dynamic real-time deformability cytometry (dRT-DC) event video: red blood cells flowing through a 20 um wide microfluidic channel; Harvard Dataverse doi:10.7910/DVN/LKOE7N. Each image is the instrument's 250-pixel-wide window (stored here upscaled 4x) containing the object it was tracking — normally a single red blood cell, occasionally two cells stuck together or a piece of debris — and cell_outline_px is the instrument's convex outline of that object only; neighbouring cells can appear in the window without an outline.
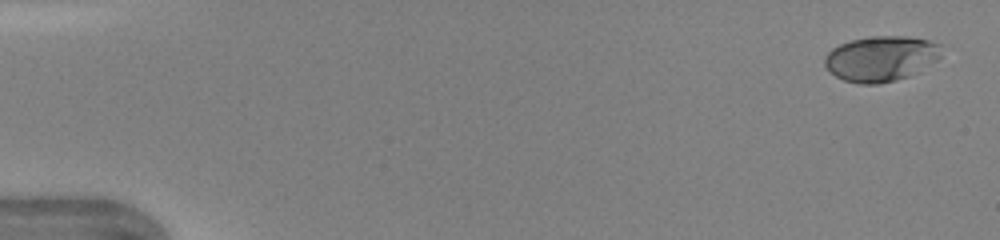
{"species": "human", "species_latin": "Homo sapiens", "temperature_condition": "warm", "stored_images_in_passage": 46, "camera_frame_rate_fps": 3000, "um_per_image_px": 0.085, "donor": {"sex": "female"}, "frame": {"image": 1, "passage_image": 1, "time_ms": 0.0, "image_size_px": [1000, 240], "cell_outline_px": [[940, 56], [936, 60], [908, 76], [896, 80], [880, 84], [860, 84], [844, 80], [836, 76], [824, 64], [824, 56], [832, 48], [840, 44], [852, 40], [872, 36], [908, 36], [928, 40], [940, 44]], "centroid_in_image_um": [74.85, 4.97], "position_along_channel_um": 10.1, "area_um2": 30.58}}
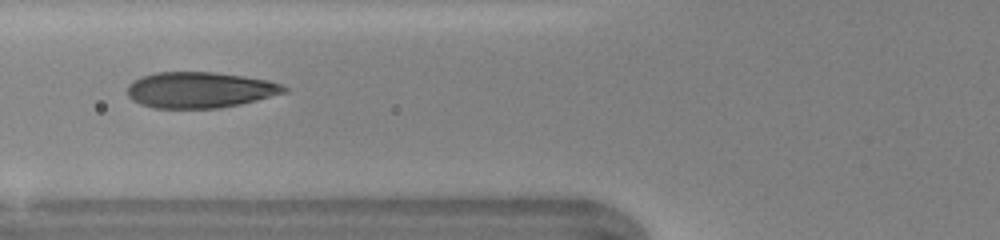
{"frame": {"image": 2, "passage_image": 18, "time_ms": 5.667, "image_size_px": [1000, 240], "cell_outline_px": [[288, 92], [240, 104], [220, 108], [156, 108], [140, 104], [132, 100], [128, 96], [128, 84], [140, 76], [156, 72], [216, 72], [268, 80], [280, 84], [288, 88]], "centroid_in_image_um": [16.97, 7.64], "position_along_channel_um": 108.8, "area_um2": 32.89}}
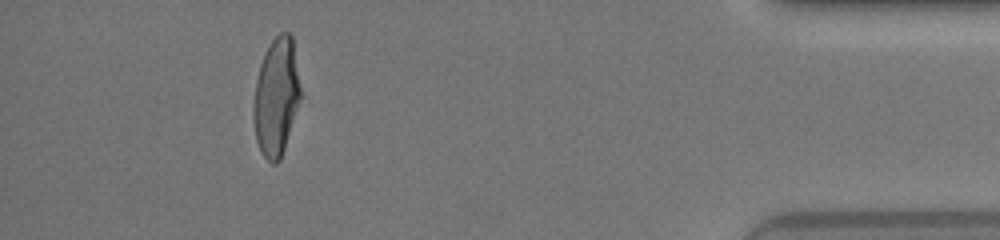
{"frame": {"image": 3, "passage_image": 42, "time_ms": 13.667, "image_size_px": [1000, 240], "cell_outline_px": [[300, 96], [284, 148], [280, 160], [276, 164], [272, 164], [260, 152], [256, 140], [252, 116], [252, 104], [256, 80], [260, 64], [264, 52], [272, 40], [280, 32], [288, 32], [292, 36], [300, 88]], "centroid_in_image_um": [23.44, 8.24], "position_along_channel_um": 411.8, "area_um2": 32.02}, "authors_computed_cell_mechanics": {"area_um2": 33.2928, "velocity_mm_per_s": 4.3948, "shape_relaxation_time_tau1_ms": 3.4169, "shape_relaxation_time_tau2_ms": null, "deformation_change_tau1": 0.2019, "deformation_change_tau2": null}}